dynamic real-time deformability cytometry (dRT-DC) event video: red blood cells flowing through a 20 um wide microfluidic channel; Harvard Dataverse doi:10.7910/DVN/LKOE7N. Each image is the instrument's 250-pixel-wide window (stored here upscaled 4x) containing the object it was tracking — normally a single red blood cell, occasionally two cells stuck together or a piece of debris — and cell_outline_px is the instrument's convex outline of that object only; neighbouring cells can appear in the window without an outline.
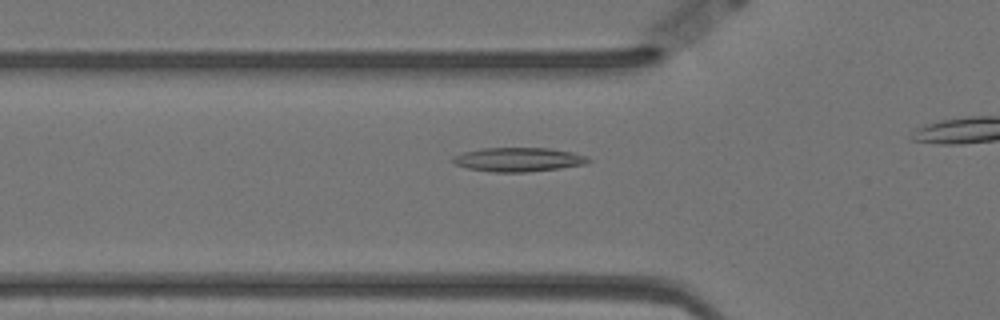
{"species": "Egyptian fruit bat (a non-hibernating species)", "species_latin": "Rousettus aegyptiacus", "temperature_condition": "warm", "stored_images_in_passage": 21, "camera_frame_rate_fps": 3000, "um_per_image_px": 0.085, "animal": {"sex": "female"}, "frame": {"image": 1, "passage_image": 8, "time_ms": 2.333, "image_size_px": [1000, 320], "cell_outline_px": [[592, 160], [584, 164], [560, 168], [524, 172], [492, 172], [468, 168], [456, 164], [452, 160], [452, 156], [464, 152], [484, 148], [552, 148], [572, 152], [588, 156]], "centroid_in_image_um": [44.09, 13.55], "position_along_channel_um": 81.7, "area_um2": 18.9}}
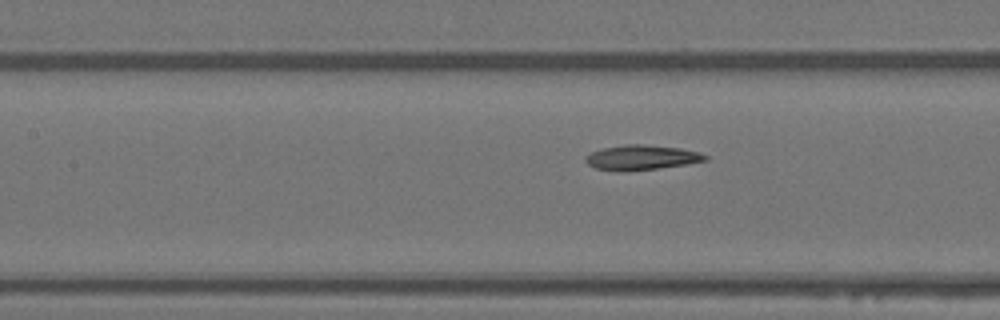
{"frame": {"image": 2, "passage_image": 14, "time_ms": 4.333, "image_size_px": [1000, 320], "cell_outline_px": [[708, 160], [688, 164], [656, 168], [620, 172], [596, 168], [588, 164], [584, 160], [584, 156], [600, 148], [624, 144], [644, 144], [680, 148], [700, 152], [708, 156]], "centroid_in_image_um": [54.51, 13.38], "position_along_channel_um": 152.9, "area_um2": 17.51}}
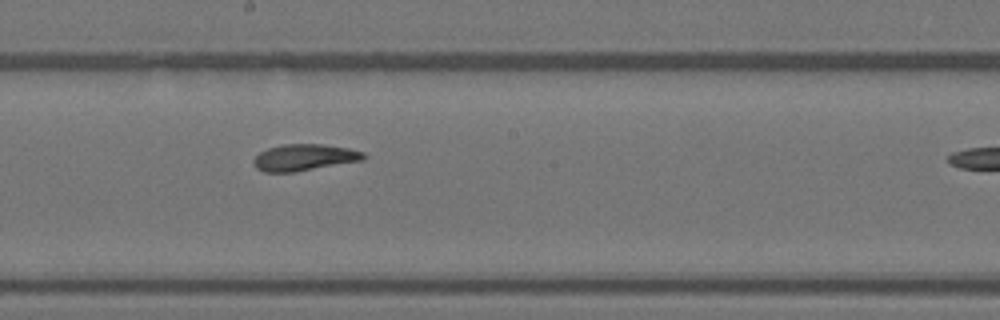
{"frame": {"image": 3, "passage_image": 20, "time_ms": 6.333, "image_size_px": [1000, 320], "cell_outline_px": [[368, 156], [364, 160], [296, 172], [264, 172], [256, 168], [252, 164], [252, 160], [260, 152], [268, 148], [280, 144], [320, 144], [348, 148], [364, 152]], "centroid_in_image_um": [25.86, 13.39], "position_along_channel_um": 222.3, "area_um2": 17.22}}